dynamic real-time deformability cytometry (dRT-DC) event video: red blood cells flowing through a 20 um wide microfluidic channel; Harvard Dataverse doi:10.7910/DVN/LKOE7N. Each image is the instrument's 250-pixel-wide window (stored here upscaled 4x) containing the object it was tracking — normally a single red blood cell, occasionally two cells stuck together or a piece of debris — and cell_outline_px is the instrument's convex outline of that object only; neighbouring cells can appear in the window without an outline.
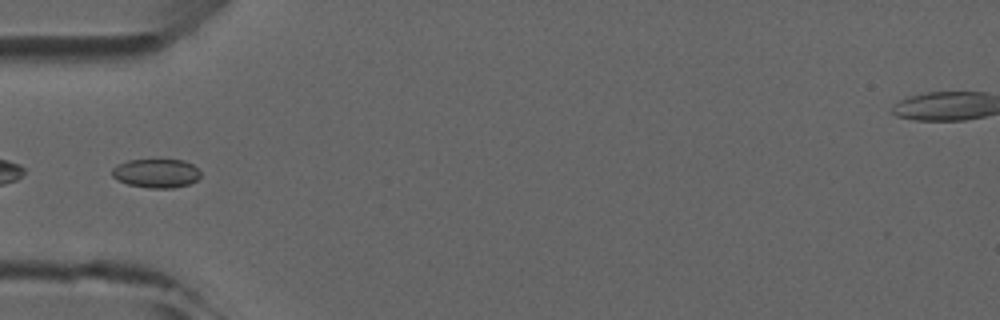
{"species": "common noctule bat (a hibernating species)", "species_latin": "Nyctalus noctula", "temperature_condition": "room temperature", "stored_images_in_passage": 6, "camera_frame_rate_fps": 3000, "um_per_image_px": 0.085, "animal": {"sex": "male", "forearm_length_mm": 52.5}, "frame": {"image": 1, "passage_image": 4, "time_ms": 3.667, "image_size_px": [1000, 320], "cell_outline_px": [[200, 176], [196, 180], [188, 184], [172, 188], [148, 188], [128, 184], [116, 180], [112, 176], [112, 168], [116, 164], [128, 160], [184, 160], [192, 164], [200, 172]], "centroid_in_image_um": [13.24, 14.73], "position_along_channel_um": 71.8, "area_um2": 14.91}}
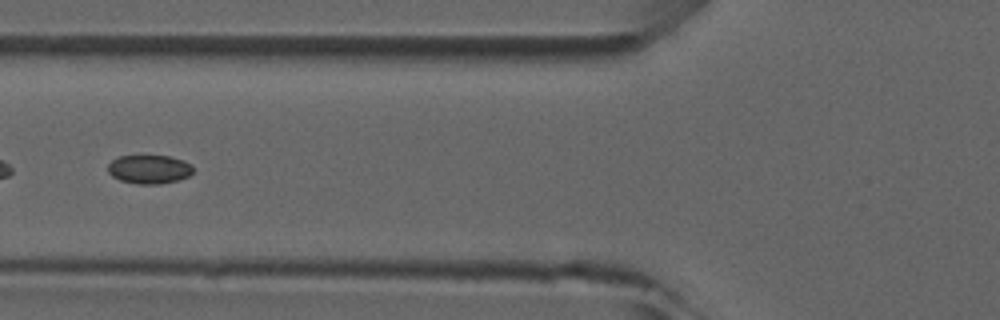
{"frame": {"image": 2, "passage_image": 5, "time_ms": 4.667, "image_size_px": [1000, 320], "cell_outline_px": [[192, 172], [188, 176], [176, 180], [160, 184], [140, 184], [120, 180], [112, 176], [108, 172], [108, 164], [112, 160], [120, 156], [168, 156], [184, 160], [192, 164]], "centroid_in_image_um": [12.68, 14.38], "position_along_channel_um": 113.1, "area_um2": 14.16}}
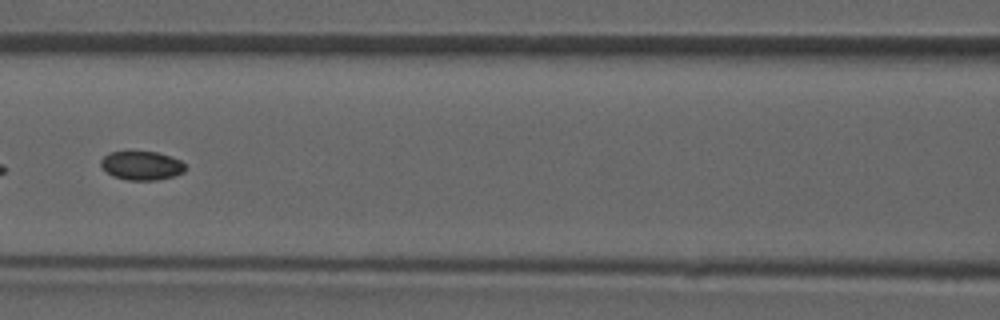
{"frame": {"image": 3, "passage_image": 6, "time_ms": 5.667, "image_size_px": [1000, 320], "cell_outline_px": [[188, 168], [184, 172], [172, 176], [156, 180], [128, 180], [112, 176], [100, 164], [100, 160], [108, 152], [156, 152], [172, 156], [180, 160]], "centroid_in_image_um": [12.06, 14.07], "position_along_channel_um": 154.5, "area_um2": 14.16}}